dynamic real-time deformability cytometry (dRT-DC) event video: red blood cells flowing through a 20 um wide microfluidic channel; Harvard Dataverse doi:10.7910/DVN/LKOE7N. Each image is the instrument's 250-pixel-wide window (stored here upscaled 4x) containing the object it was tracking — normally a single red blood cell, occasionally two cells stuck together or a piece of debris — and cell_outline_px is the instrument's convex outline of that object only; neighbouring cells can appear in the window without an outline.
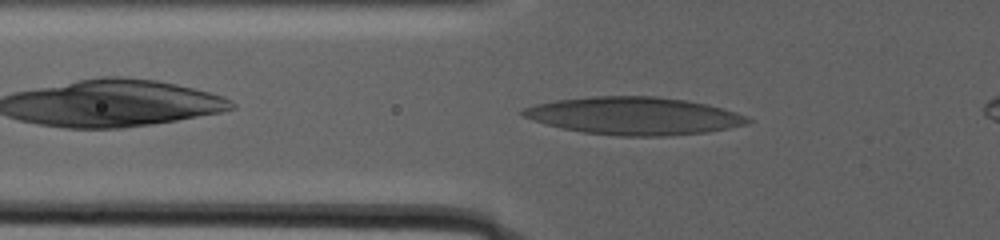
{"species": "human", "species_latin": "Homo sapiens", "temperature_condition": "warm", "stored_images_in_passage": 71, "camera_frame_rate_fps": 3000, "um_per_image_px": 0.085, "donor": {"sex": "male"}, "frame": {"image": 1, "passage_image": 21, "time_ms": 6.667, "image_size_px": [1000, 240], "cell_outline_px": [[752, 120], [748, 124], [708, 132], [668, 136], [620, 136], [584, 132], [560, 128], [532, 120], [524, 116], [520, 112], [524, 108], [536, 104], [556, 100], [592, 96], [656, 96], [684, 100], [708, 104], [736, 112], [748, 116]], "centroid_in_image_um": [53.92, 9.85], "position_along_channel_um": 71.9, "area_um2": 49.36}}
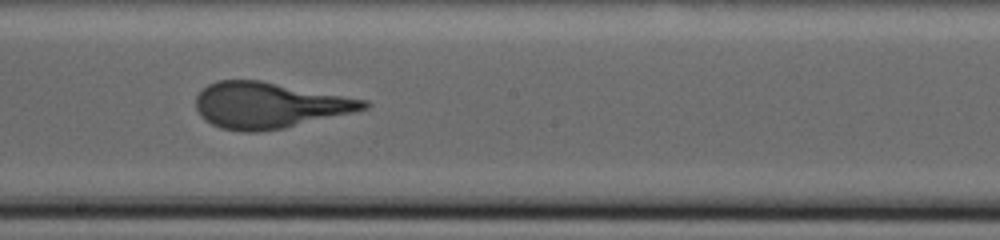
{"frame": {"image": 2, "passage_image": 42, "time_ms": 13.667, "image_size_px": [1000, 240], "cell_outline_px": [[372, 104], [368, 108], [352, 112], [284, 128], [256, 132], [244, 132], [220, 128], [204, 120], [200, 116], [196, 108], [196, 96], [208, 84], [216, 80], [260, 80], [368, 100]], "centroid_in_image_um": [22.85, 8.94], "position_along_channel_um": 225.3, "area_um2": 44.85}}
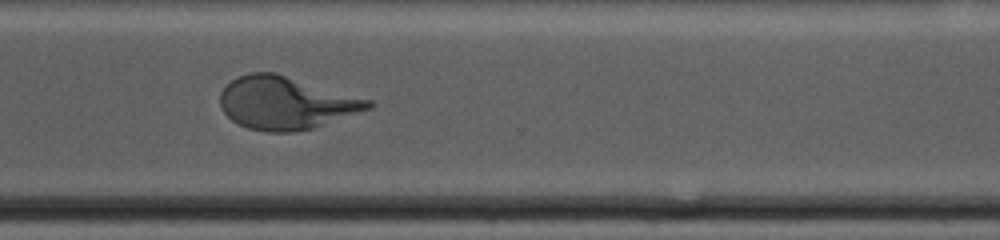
{"frame": {"image": 3, "passage_image": 58, "time_ms": 19.0, "image_size_px": [1000, 240], "cell_outline_px": [[376, 104], [372, 108], [312, 128], [292, 132], [268, 132], [248, 128], [232, 120], [224, 112], [220, 104], [220, 92], [232, 80], [240, 76], [252, 72], [276, 72], [372, 100]], "centroid_in_image_um": [24.32, 8.74], "position_along_channel_um": 346.3, "area_um2": 45.37}}